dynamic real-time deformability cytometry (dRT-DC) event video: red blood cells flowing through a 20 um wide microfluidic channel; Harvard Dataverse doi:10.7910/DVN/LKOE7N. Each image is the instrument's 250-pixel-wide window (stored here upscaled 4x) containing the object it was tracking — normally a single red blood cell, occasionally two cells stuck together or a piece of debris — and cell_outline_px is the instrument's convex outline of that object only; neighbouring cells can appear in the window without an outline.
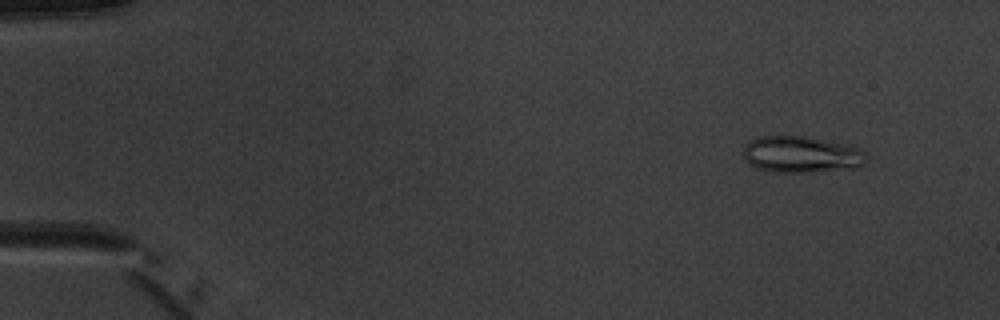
{"species": "common noctule bat (a hibernating species)", "species_latin": "Nyctalus noctula", "temperature_condition": "warm", "stored_images_in_passage": 5, "camera_frame_rate_fps": 3000, "um_per_image_px": 0.085, "animal": {"sex": "male", "body_mass_g": 20.1, "forearm_length_mm": 53.5}, "frame": {"image": 1, "passage_image": 2, "time_ms": 1.333, "image_size_px": [1000, 320], "cell_outline_px": [[868, 160], [864, 164], [856, 168], [816, 172], [776, 172], [760, 168], [752, 164], [744, 156], [744, 144], [748, 140], [760, 136], [804, 136], [844, 144], [856, 148], [864, 152]], "centroid_in_image_um": [68.13, 13.13], "position_along_channel_um": 16.9, "area_um2": 26.01}}
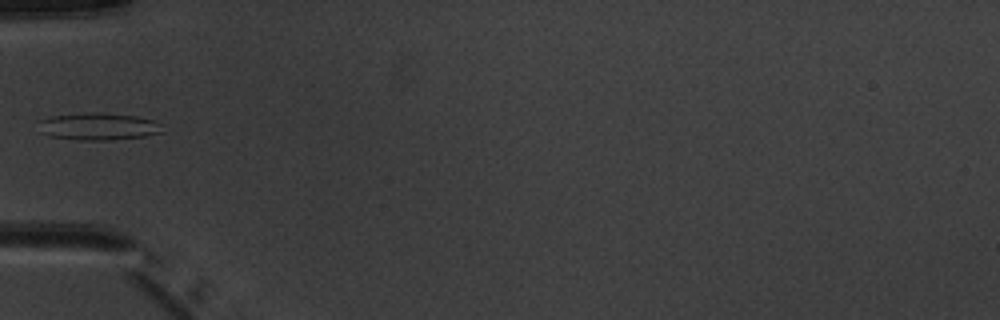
{"frame": {"image": 2, "passage_image": 5, "time_ms": 5.667, "image_size_px": [1000, 320], "cell_outline_px": [[164, 132], [144, 136], [112, 140], [76, 140], [48, 136], [36, 132], [36, 120], [52, 116], [92, 112], [100, 112], [136, 116], [152, 120], [160, 124]], "centroid_in_image_um": [8.24, 10.76], "position_along_channel_um": 76.8, "area_um2": 20.11}}